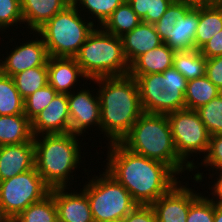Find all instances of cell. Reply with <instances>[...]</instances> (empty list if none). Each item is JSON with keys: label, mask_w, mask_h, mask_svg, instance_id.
<instances>
[{"label": "cell", "mask_w": 222, "mask_h": 222, "mask_svg": "<svg viewBox=\"0 0 222 222\" xmlns=\"http://www.w3.org/2000/svg\"><path fill=\"white\" fill-rule=\"evenodd\" d=\"M108 144L105 170L128 190L138 205H151L180 181L168 165L135 154L120 142Z\"/></svg>", "instance_id": "obj_1"}, {"label": "cell", "mask_w": 222, "mask_h": 222, "mask_svg": "<svg viewBox=\"0 0 222 222\" xmlns=\"http://www.w3.org/2000/svg\"><path fill=\"white\" fill-rule=\"evenodd\" d=\"M90 82L99 87L101 134L104 133L109 143L121 142L144 113L137 80L126 75L101 77Z\"/></svg>", "instance_id": "obj_2"}, {"label": "cell", "mask_w": 222, "mask_h": 222, "mask_svg": "<svg viewBox=\"0 0 222 222\" xmlns=\"http://www.w3.org/2000/svg\"><path fill=\"white\" fill-rule=\"evenodd\" d=\"M78 136L81 137L71 132L34 136L35 167L50 189L73 185L72 174L82 161Z\"/></svg>", "instance_id": "obj_3"}, {"label": "cell", "mask_w": 222, "mask_h": 222, "mask_svg": "<svg viewBox=\"0 0 222 222\" xmlns=\"http://www.w3.org/2000/svg\"><path fill=\"white\" fill-rule=\"evenodd\" d=\"M120 143L135 154L168 165L177 175L192 171L177 154L166 114L143 113Z\"/></svg>", "instance_id": "obj_4"}, {"label": "cell", "mask_w": 222, "mask_h": 222, "mask_svg": "<svg viewBox=\"0 0 222 222\" xmlns=\"http://www.w3.org/2000/svg\"><path fill=\"white\" fill-rule=\"evenodd\" d=\"M87 79L126 76L130 65L124 54L121 37L107 33L101 27L88 35L74 57Z\"/></svg>", "instance_id": "obj_5"}, {"label": "cell", "mask_w": 222, "mask_h": 222, "mask_svg": "<svg viewBox=\"0 0 222 222\" xmlns=\"http://www.w3.org/2000/svg\"><path fill=\"white\" fill-rule=\"evenodd\" d=\"M86 19V16L71 3L29 34L34 33L42 38L49 57L74 58L96 27L91 20Z\"/></svg>", "instance_id": "obj_6"}, {"label": "cell", "mask_w": 222, "mask_h": 222, "mask_svg": "<svg viewBox=\"0 0 222 222\" xmlns=\"http://www.w3.org/2000/svg\"><path fill=\"white\" fill-rule=\"evenodd\" d=\"M138 83L144 113L168 114L186 109V78L174 67L163 73L130 75Z\"/></svg>", "instance_id": "obj_7"}, {"label": "cell", "mask_w": 222, "mask_h": 222, "mask_svg": "<svg viewBox=\"0 0 222 222\" xmlns=\"http://www.w3.org/2000/svg\"><path fill=\"white\" fill-rule=\"evenodd\" d=\"M87 179L82 187L89 200L94 222H120L138 204L128 190L105 169Z\"/></svg>", "instance_id": "obj_8"}, {"label": "cell", "mask_w": 222, "mask_h": 222, "mask_svg": "<svg viewBox=\"0 0 222 222\" xmlns=\"http://www.w3.org/2000/svg\"><path fill=\"white\" fill-rule=\"evenodd\" d=\"M177 154L193 171L197 163L189 160L193 154H204L208 148L210 135L196 110L183 109L167 114ZM189 160V161H188Z\"/></svg>", "instance_id": "obj_9"}, {"label": "cell", "mask_w": 222, "mask_h": 222, "mask_svg": "<svg viewBox=\"0 0 222 222\" xmlns=\"http://www.w3.org/2000/svg\"><path fill=\"white\" fill-rule=\"evenodd\" d=\"M50 193L36 167L0 181V205L14 219L32 203Z\"/></svg>", "instance_id": "obj_10"}, {"label": "cell", "mask_w": 222, "mask_h": 222, "mask_svg": "<svg viewBox=\"0 0 222 222\" xmlns=\"http://www.w3.org/2000/svg\"><path fill=\"white\" fill-rule=\"evenodd\" d=\"M95 90L90 91L87 87L67 94L71 133L83 136L93 126L100 130V101L98 93H92Z\"/></svg>", "instance_id": "obj_11"}, {"label": "cell", "mask_w": 222, "mask_h": 222, "mask_svg": "<svg viewBox=\"0 0 222 222\" xmlns=\"http://www.w3.org/2000/svg\"><path fill=\"white\" fill-rule=\"evenodd\" d=\"M39 35L34 40L30 39L25 43L16 45L15 48L7 53L6 57L0 59V72L4 75L13 77L14 75L29 68L47 66L49 54L47 47Z\"/></svg>", "instance_id": "obj_12"}, {"label": "cell", "mask_w": 222, "mask_h": 222, "mask_svg": "<svg viewBox=\"0 0 222 222\" xmlns=\"http://www.w3.org/2000/svg\"><path fill=\"white\" fill-rule=\"evenodd\" d=\"M186 185L177 182L151 204L159 222H186L190 204L201 194Z\"/></svg>", "instance_id": "obj_13"}, {"label": "cell", "mask_w": 222, "mask_h": 222, "mask_svg": "<svg viewBox=\"0 0 222 222\" xmlns=\"http://www.w3.org/2000/svg\"><path fill=\"white\" fill-rule=\"evenodd\" d=\"M33 136L70 133L68 95L57 93L32 121Z\"/></svg>", "instance_id": "obj_14"}, {"label": "cell", "mask_w": 222, "mask_h": 222, "mask_svg": "<svg viewBox=\"0 0 222 222\" xmlns=\"http://www.w3.org/2000/svg\"><path fill=\"white\" fill-rule=\"evenodd\" d=\"M68 189V190H66ZM68 188L50 189L57 207L58 220L61 222H94L86 193L81 189L68 192Z\"/></svg>", "instance_id": "obj_15"}, {"label": "cell", "mask_w": 222, "mask_h": 222, "mask_svg": "<svg viewBox=\"0 0 222 222\" xmlns=\"http://www.w3.org/2000/svg\"><path fill=\"white\" fill-rule=\"evenodd\" d=\"M35 167L34 140L0 146V181L27 172Z\"/></svg>", "instance_id": "obj_16"}, {"label": "cell", "mask_w": 222, "mask_h": 222, "mask_svg": "<svg viewBox=\"0 0 222 222\" xmlns=\"http://www.w3.org/2000/svg\"><path fill=\"white\" fill-rule=\"evenodd\" d=\"M47 70L48 84L60 94H70L74 91L78 81L80 83V78L88 81L75 58L49 57Z\"/></svg>", "instance_id": "obj_17"}, {"label": "cell", "mask_w": 222, "mask_h": 222, "mask_svg": "<svg viewBox=\"0 0 222 222\" xmlns=\"http://www.w3.org/2000/svg\"><path fill=\"white\" fill-rule=\"evenodd\" d=\"M124 54L129 65L140 55L163 44L154 24L141 22L121 37Z\"/></svg>", "instance_id": "obj_18"}, {"label": "cell", "mask_w": 222, "mask_h": 222, "mask_svg": "<svg viewBox=\"0 0 222 222\" xmlns=\"http://www.w3.org/2000/svg\"><path fill=\"white\" fill-rule=\"evenodd\" d=\"M23 24L35 32L72 3L71 0H20Z\"/></svg>", "instance_id": "obj_19"}, {"label": "cell", "mask_w": 222, "mask_h": 222, "mask_svg": "<svg viewBox=\"0 0 222 222\" xmlns=\"http://www.w3.org/2000/svg\"><path fill=\"white\" fill-rule=\"evenodd\" d=\"M199 23V3H195L184 16L177 19L170 39L165 44L174 51L195 50V34Z\"/></svg>", "instance_id": "obj_20"}, {"label": "cell", "mask_w": 222, "mask_h": 222, "mask_svg": "<svg viewBox=\"0 0 222 222\" xmlns=\"http://www.w3.org/2000/svg\"><path fill=\"white\" fill-rule=\"evenodd\" d=\"M176 51L170 49L165 43L137 57L129 68L128 75H148L163 73L173 67Z\"/></svg>", "instance_id": "obj_21"}, {"label": "cell", "mask_w": 222, "mask_h": 222, "mask_svg": "<svg viewBox=\"0 0 222 222\" xmlns=\"http://www.w3.org/2000/svg\"><path fill=\"white\" fill-rule=\"evenodd\" d=\"M222 30V2L199 3V23L195 50H199Z\"/></svg>", "instance_id": "obj_22"}, {"label": "cell", "mask_w": 222, "mask_h": 222, "mask_svg": "<svg viewBox=\"0 0 222 222\" xmlns=\"http://www.w3.org/2000/svg\"><path fill=\"white\" fill-rule=\"evenodd\" d=\"M34 138L25 114L0 115V146L29 142Z\"/></svg>", "instance_id": "obj_23"}, {"label": "cell", "mask_w": 222, "mask_h": 222, "mask_svg": "<svg viewBox=\"0 0 222 222\" xmlns=\"http://www.w3.org/2000/svg\"><path fill=\"white\" fill-rule=\"evenodd\" d=\"M221 92L206 75L189 80L185 93L186 109L196 110L217 97Z\"/></svg>", "instance_id": "obj_24"}, {"label": "cell", "mask_w": 222, "mask_h": 222, "mask_svg": "<svg viewBox=\"0 0 222 222\" xmlns=\"http://www.w3.org/2000/svg\"><path fill=\"white\" fill-rule=\"evenodd\" d=\"M141 22L142 20L133 11L132 6L125 1L110 15L101 28L107 33L122 37Z\"/></svg>", "instance_id": "obj_25"}, {"label": "cell", "mask_w": 222, "mask_h": 222, "mask_svg": "<svg viewBox=\"0 0 222 222\" xmlns=\"http://www.w3.org/2000/svg\"><path fill=\"white\" fill-rule=\"evenodd\" d=\"M206 61L199 50L176 51L173 67L189 81L205 75Z\"/></svg>", "instance_id": "obj_26"}, {"label": "cell", "mask_w": 222, "mask_h": 222, "mask_svg": "<svg viewBox=\"0 0 222 222\" xmlns=\"http://www.w3.org/2000/svg\"><path fill=\"white\" fill-rule=\"evenodd\" d=\"M57 219V207L50 192L42 200L24 209L13 222H55Z\"/></svg>", "instance_id": "obj_27"}, {"label": "cell", "mask_w": 222, "mask_h": 222, "mask_svg": "<svg viewBox=\"0 0 222 222\" xmlns=\"http://www.w3.org/2000/svg\"><path fill=\"white\" fill-rule=\"evenodd\" d=\"M24 114V99L11 76L0 72V115Z\"/></svg>", "instance_id": "obj_28"}, {"label": "cell", "mask_w": 222, "mask_h": 222, "mask_svg": "<svg viewBox=\"0 0 222 222\" xmlns=\"http://www.w3.org/2000/svg\"><path fill=\"white\" fill-rule=\"evenodd\" d=\"M125 1L126 0H73L72 3L78 9L80 8L79 11H82L81 13L84 16L88 15L87 18L92 19L93 24L95 22L96 25L97 20L98 24L96 27H101L110 15Z\"/></svg>", "instance_id": "obj_29"}, {"label": "cell", "mask_w": 222, "mask_h": 222, "mask_svg": "<svg viewBox=\"0 0 222 222\" xmlns=\"http://www.w3.org/2000/svg\"><path fill=\"white\" fill-rule=\"evenodd\" d=\"M15 86L23 99L48 84L47 66H39L24 70L13 77Z\"/></svg>", "instance_id": "obj_30"}, {"label": "cell", "mask_w": 222, "mask_h": 222, "mask_svg": "<svg viewBox=\"0 0 222 222\" xmlns=\"http://www.w3.org/2000/svg\"><path fill=\"white\" fill-rule=\"evenodd\" d=\"M194 4L190 0H174L164 15L154 24L163 43L170 39V32L173 31L177 19L184 16Z\"/></svg>", "instance_id": "obj_31"}, {"label": "cell", "mask_w": 222, "mask_h": 222, "mask_svg": "<svg viewBox=\"0 0 222 222\" xmlns=\"http://www.w3.org/2000/svg\"><path fill=\"white\" fill-rule=\"evenodd\" d=\"M142 22L155 24L174 0H126Z\"/></svg>", "instance_id": "obj_32"}, {"label": "cell", "mask_w": 222, "mask_h": 222, "mask_svg": "<svg viewBox=\"0 0 222 222\" xmlns=\"http://www.w3.org/2000/svg\"><path fill=\"white\" fill-rule=\"evenodd\" d=\"M196 111L210 136L222 133V92Z\"/></svg>", "instance_id": "obj_33"}, {"label": "cell", "mask_w": 222, "mask_h": 222, "mask_svg": "<svg viewBox=\"0 0 222 222\" xmlns=\"http://www.w3.org/2000/svg\"><path fill=\"white\" fill-rule=\"evenodd\" d=\"M57 94L56 90L49 84L36 90L33 94L24 99V114L32 121Z\"/></svg>", "instance_id": "obj_34"}, {"label": "cell", "mask_w": 222, "mask_h": 222, "mask_svg": "<svg viewBox=\"0 0 222 222\" xmlns=\"http://www.w3.org/2000/svg\"><path fill=\"white\" fill-rule=\"evenodd\" d=\"M21 24L23 17L20 0H0V32H7L5 30H10L11 26H17V29Z\"/></svg>", "instance_id": "obj_35"}, {"label": "cell", "mask_w": 222, "mask_h": 222, "mask_svg": "<svg viewBox=\"0 0 222 222\" xmlns=\"http://www.w3.org/2000/svg\"><path fill=\"white\" fill-rule=\"evenodd\" d=\"M186 222H214V201L200 194L190 204Z\"/></svg>", "instance_id": "obj_36"}, {"label": "cell", "mask_w": 222, "mask_h": 222, "mask_svg": "<svg viewBox=\"0 0 222 222\" xmlns=\"http://www.w3.org/2000/svg\"><path fill=\"white\" fill-rule=\"evenodd\" d=\"M200 161L198 164L201 166L199 167H208L209 171L212 170V172L222 168V133L210 136L208 151L203 160Z\"/></svg>", "instance_id": "obj_37"}, {"label": "cell", "mask_w": 222, "mask_h": 222, "mask_svg": "<svg viewBox=\"0 0 222 222\" xmlns=\"http://www.w3.org/2000/svg\"><path fill=\"white\" fill-rule=\"evenodd\" d=\"M120 222H159L151 205H137Z\"/></svg>", "instance_id": "obj_38"}, {"label": "cell", "mask_w": 222, "mask_h": 222, "mask_svg": "<svg viewBox=\"0 0 222 222\" xmlns=\"http://www.w3.org/2000/svg\"><path fill=\"white\" fill-rule=\"evenodd\" d=\"M205 75L222 91V56L207 59Z\"/></svg>", "instance_id": "obj_39"}, {"label": "cell", "mask_w": 222, "mask_h": 222, "mask_svg": "<svg viewBox=\"0 0 222 222\" xmlns=\"http://www.w3.org/2000/svg\"><path fill=\"white\" fill-rule=\"evenodd\" d=\"M206 59L222 56V30L199 49Z\"/></svg>", "instance_id": "obj_40"}, {"label": "cell", "mask_w": 222, "mask_h": 222, "mask_svg": "<svg viewBox=\"0 0 222 222\" xmlns=\"http://www.w3.org/2000/svg\"><path fill=\"white\" fill-rule=\"evenodd\" d=\"M216 172V173H215ZM215 172L213 174H210L209 172V177L213 178V175L218 174V177H215L216 180H214L215 182L213 183V187L210 186L208 187L210 190H212L211 195H212V200L217 203L222 205V168L215 170Z\"/></svg>", "instance_id": "obj_41"}, {"label": "cell", "mask_w": 222, "mask_h": 222, "mask_svg": "<svg viewBox=\"0 0 222 222\" xmlns=\"http://www.w3.org/2000/svg\"><path fill=\"white\" fill-rule=\"evenodd\" d=\"M214 222H222V205L214 202Z\"/></svg>", "instance_id": "obj_42"}, {"label": "cell", "mask_w": 222, "mask_h": 222, "mask_svg": "<svg viewBox=\"0 0 222 222\" xmlns=\"http://www.w3.org/2000/svg\"><path fill=\"white\" fill-rule=\"evenodd\" d=\"M0 222H13V218L0 205Z\"/></svg>", "instance_id": "obj_43"}, {"label": "cell", "mask_w": 222, "mask_h": 222, "mask_svg": "<svg viewBox=\"0 0 222 222\" xmlns=\"http://www.w3.org/2000/svg\"><path fill=\"white\" fill-rule=\"evenodd\" d=\"M194 3H210V2H222V0H190Z\"/></svg>", "instance_id": "obj_44"}]
</instances>
